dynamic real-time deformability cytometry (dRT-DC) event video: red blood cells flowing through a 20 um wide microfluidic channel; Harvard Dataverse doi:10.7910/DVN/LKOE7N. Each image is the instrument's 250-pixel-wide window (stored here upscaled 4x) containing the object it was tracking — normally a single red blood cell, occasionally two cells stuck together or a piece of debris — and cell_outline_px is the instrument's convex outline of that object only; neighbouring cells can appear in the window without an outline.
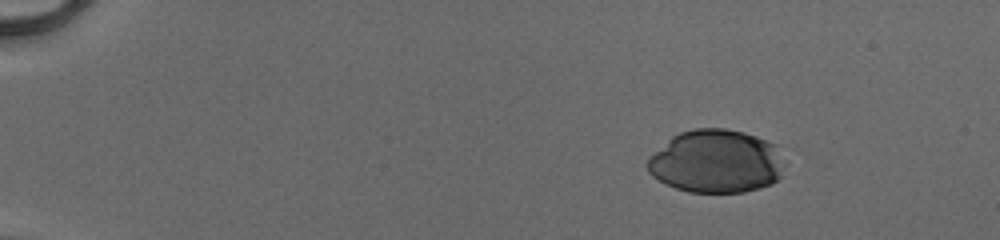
{"species": "human", "species_latin": "Homo sapiens", "temperature_condition": "cold", "stored_images_in_passage": 51, "camera_frame_rate_fps": 3000, "um_per_image_px": 0.085, "donor": {"sex": "male"}, "frame": {"image": 1, "passage_image": 8, "time_ms": 2.333, "image_size_px": [1000, 240], "cell_outline_px": [[784, 176], [772, 184], [760, 188], [744, 192], [688, 192], [676, 188], [652, 176], [648, 172], [648, 156], [672, 136], [680, 132], [692, 128], [724, 128], [744, 132], [756, 136], [776, 144]], "centroid_in_image_um": [60.87, 13.71], "position_along_channel_um": 24.1, "area_um2": 50.63}}